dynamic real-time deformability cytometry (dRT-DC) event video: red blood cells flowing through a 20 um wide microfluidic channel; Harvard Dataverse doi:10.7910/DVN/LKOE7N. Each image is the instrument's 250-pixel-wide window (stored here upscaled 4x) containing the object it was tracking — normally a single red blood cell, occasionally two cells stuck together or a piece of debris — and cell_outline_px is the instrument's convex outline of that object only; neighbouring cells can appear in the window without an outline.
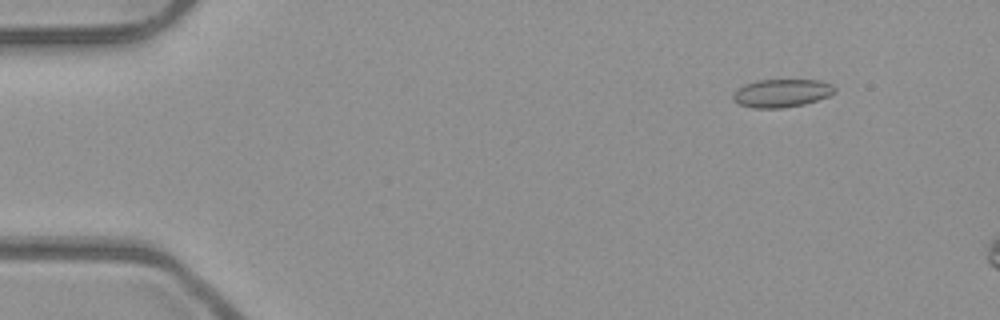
{"species": "common noctule bat (a hibernating species)", "species_latin": "Nyctalus noctula", "temperature_condition": "room temperature", "stored_images_in_passage": 5, "camera_frame_rate_fps": 3000, "um_per_image_px": 0.085, "animal": {"sex": "male", "body_mass_g": 23.1, "forearm_length_mm": 52.7}, "frame": {"image": 1, "passage_image": 2, "time_ms": 0.333, "image_size_px": [1000, 320], "cell_outline_px": [[836, 92], [828, 96], [804, 104], [780, 108], [752, 108], [740, 104], [732, 100], [732, 96], [736, 88], [744, 84], [756, 80], [820, 80], [832, 84], [836, 88]], "centroid_in_image_um": [66.42, 7.91], "position_along_channel_um": 18.6, "area_um2": 16.76}}